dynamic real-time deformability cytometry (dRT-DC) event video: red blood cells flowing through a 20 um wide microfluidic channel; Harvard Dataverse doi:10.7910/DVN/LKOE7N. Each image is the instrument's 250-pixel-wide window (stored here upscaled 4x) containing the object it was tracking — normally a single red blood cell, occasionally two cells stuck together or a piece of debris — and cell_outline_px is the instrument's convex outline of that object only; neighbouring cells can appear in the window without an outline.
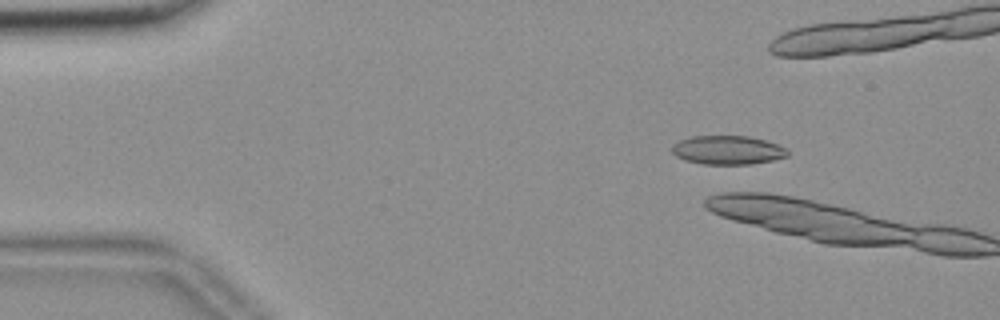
{"species": "common noctule bat (a hibernating species)", "species_latin": "Nyctalus noctula", "temperature_condition": "room temperature", "stored_images_in_passage": 3, "camera_frame_rate_fps": 3000, "um_per_image_px": 0.085, "animal": {"sex": "female", "body_mass_g": 18.4}, "frame": {"image": 1, "passage_image": 1, "time_ms": 0.0, "image_size_px": [1000, 320], "cell_outline_px": [[788, 156], [772, 160], [752, 164], [704, 164], [684, 160], [676, 156], [672, 152], [672, 144], [680, 140], [692, 136], [748, 136], [764, 140], [776, 144], [784, 148], [788, 152]], "centroid_in_image_um": [61.82, 12.76], "position_along_channel_um": 23.2, "area_um2": 19.31}}